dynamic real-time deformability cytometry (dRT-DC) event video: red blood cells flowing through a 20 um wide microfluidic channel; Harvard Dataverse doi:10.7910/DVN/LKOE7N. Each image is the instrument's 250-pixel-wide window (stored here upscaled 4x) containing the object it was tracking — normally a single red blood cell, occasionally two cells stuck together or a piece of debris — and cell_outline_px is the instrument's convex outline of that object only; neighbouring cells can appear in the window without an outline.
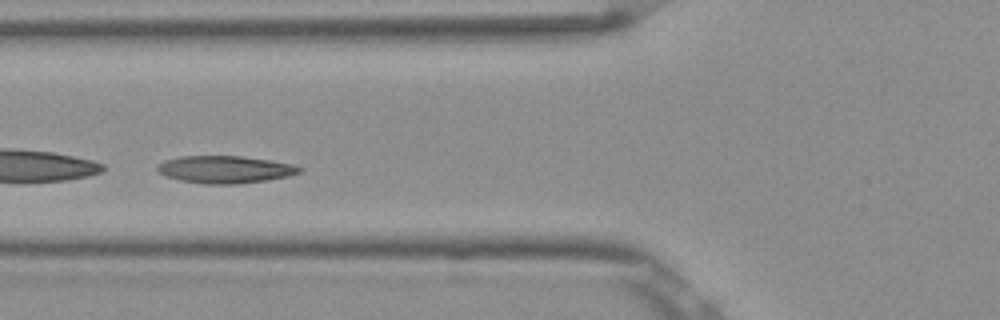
{"species": "Egyptian fruit bat (a non-hibernating species)", "species_latin": "Rousettus aegyptiacus", "temperature_condition": "room temperature", "stored_images_in_passage": 48, "camera_frame_rate_fps": 3000, "um_per_image_px": 0.085, "frame": {"image": 1, "passage_image": 14, "time_ms": 4.333, "image_size_px": [1000, 320], "cell_outline_px": [[304, 168], [300, 172], [288, 176], [264, 180], [236, 184], [204, 184], [180, 180], [164, 176], [156, 168], [164, 160], [180, 156], [244, 156], [292, 164]], "centroid_in_image_um": [19.11, 14.4], "position_along_channel_um": 106.7, "area_um2": 22.54}, "authors_computed_cell_mechanics": {"area_um2": 22.3686, "velocity_mm_per_s": 3.7738, "shape_relaxation_time_tau1_ms": 2.3968, "shape_relaxation_time_tau2_ms": null, "deformation_change_tau1": 0.0818, "deformation_change_tau2": null}}